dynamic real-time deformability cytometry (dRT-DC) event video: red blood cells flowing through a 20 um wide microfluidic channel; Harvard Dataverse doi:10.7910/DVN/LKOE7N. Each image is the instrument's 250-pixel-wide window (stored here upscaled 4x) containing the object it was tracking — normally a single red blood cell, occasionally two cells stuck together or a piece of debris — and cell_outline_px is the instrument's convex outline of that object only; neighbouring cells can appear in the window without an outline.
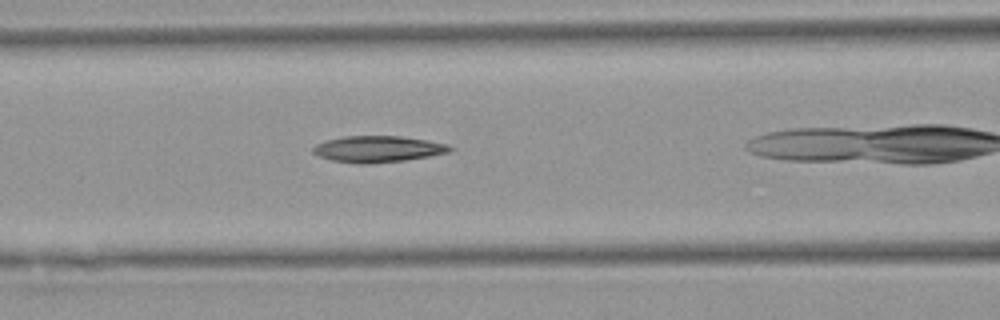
{"species": "Egyptian fruit bat (a non-hibernating species)", "species_latin": "Rousettus aegyptiacus", "temperature_condition": "warm", "stored_images_in_passage": 35, "camera_frame_rate_fps": 3000, "um_per_image_px": 0.085, "animal": {"sex": "female"}, "frame": {"image": 1, "passage_image": 16, "time_ms": 5.0, "image_size_px": [1000, 320], "cell_outline_px": [[452, 148], [448, 152], [428, 156], [404, 160], [368, 164], [360, 164], [332, 160], [320, 156], [312, 152], [312, 148], [316, 144], [340, 136], [400, 136], [428, 140], [448, 144]], "centroid_in_image_um": [32.1, 12.66], "position_along_channel_um": 134.5, "area_um2": 20.87}}
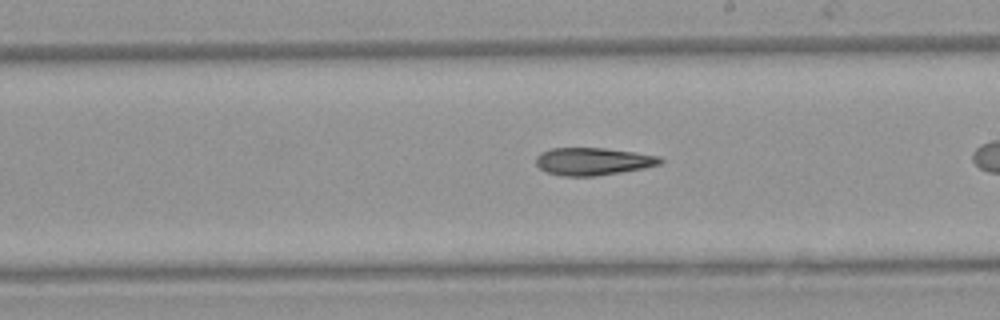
{"frame": {"image": 2, "passage_image": 24, "time_ms": 7.667, "image_size_px": [1000, 320], "cell_outline_px": [[664, 160], [660, 164], [644, 168], [596, 176], [564, 176], [544, 172], [536, 164], [536, 156], [540, 152], [552, 148], [604, 148], [636, 152], [660, 156]], "centroid_in_image_um": [50.39, 13.71], "position_along_channel_um": 238.6, "area_um2": 20.06}}
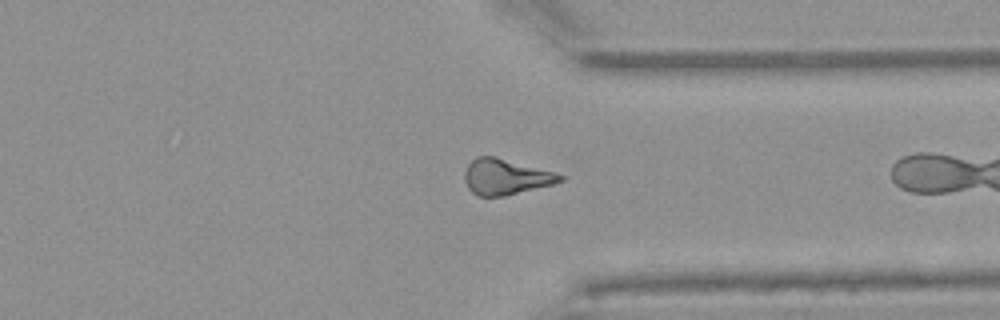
{"frame": {"image": 3, "passage_image": 34, "time_ms": 11.0, "image_size_px": [1000, 320], "cell_outline_px": [[564, 180], [552, 184], [504, 196], [480, 196], [472, 192], [468, 188], [464, 180], [464, 172], [468, 164], [476, 156], [496, 156], [556, 172], [564, 176]], "centroid_in_image_um": [42.97, 15.01], "position_along_channel_um": 368.4, "area_um2": 19.88}}